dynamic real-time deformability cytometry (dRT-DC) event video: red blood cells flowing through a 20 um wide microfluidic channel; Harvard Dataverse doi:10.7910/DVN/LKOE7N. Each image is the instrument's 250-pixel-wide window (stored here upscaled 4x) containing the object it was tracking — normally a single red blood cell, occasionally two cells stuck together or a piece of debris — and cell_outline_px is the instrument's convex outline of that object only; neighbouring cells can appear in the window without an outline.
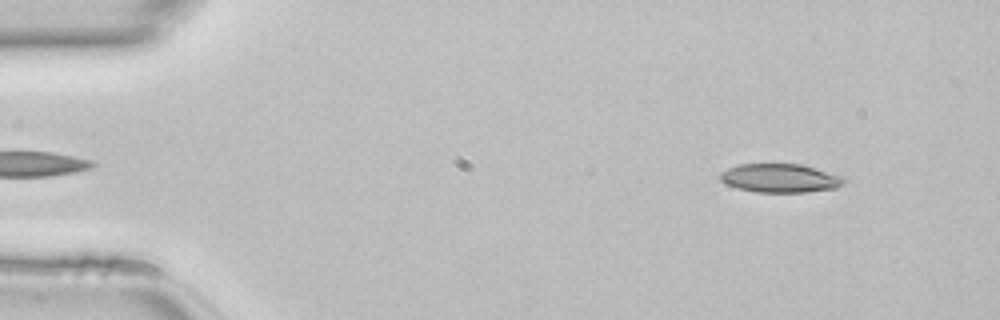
{"species": "common noctule bat (a hibernating species)", "species_latin": "Nyctalus noctula", "temperature_condition": "room temperature", "stored_images_in_passage": 46, "camera_frame_rate_fps": 3000, "um_per_image_px": 0.085, "animal": {"sex": "female", "body_mass_g": 22.7, "forearm_length_mm": 54.2}, "frame": {"image": 1, "passage_image": 4, "time_ms": 1.0, "image_size_px": [1000, 320], "cell_outline_px": [[848, 180], [844, 184], [836, 188], [808, 192], [756, 192], [736, 188], [720, 180], [720, 172], [728, 168], [740, 164], [800, 164], [816, 168], [844, 176]], "centroid_in_image_um": [66.36, 15.14], "position_along_channel_um": 18.6, "area_um2": 20.87}}
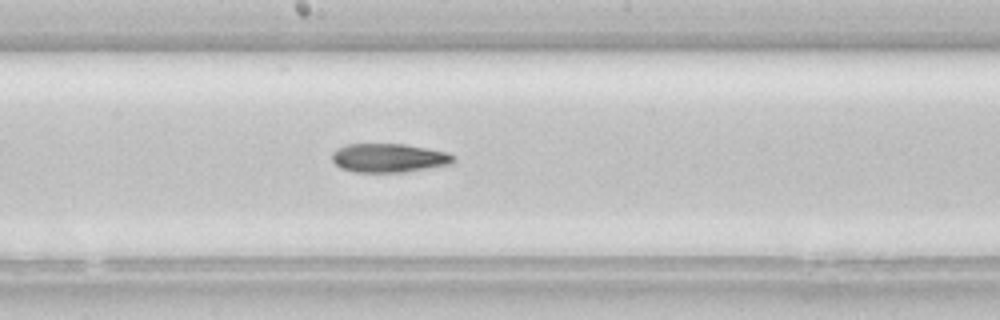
{"frame": {"image": 2, "passage_image": 24, "time_ms": 7.667, "image_size_px": [1000, 320], "cell_outline_px": [[456, 160], [452, 164], [404, 172], [356, 172], [340, 168], [332, 160], [332, 152], [336, 148], [348, 144], [404, 144], [428, 148], [448, 152], [456, 156]], "centroid_in_image_um": [33.08, 13.42], "position_along_channel_um": 215.1, "area_um2": 20.58}}
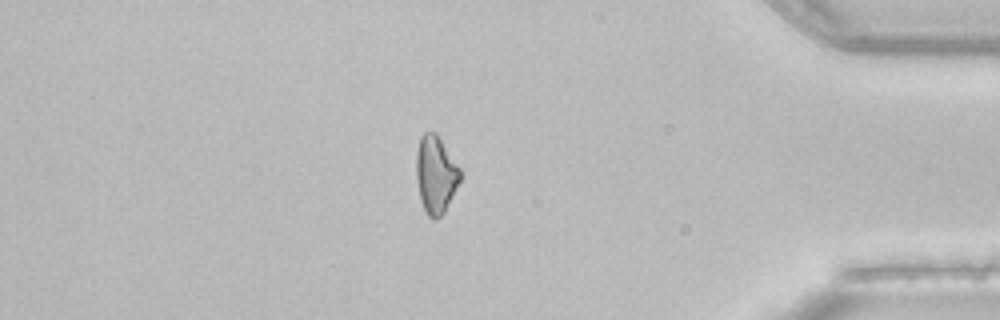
{"frame": {"image": 3, "passage_image": 39, "time_ms": 12.667, "image_size_px": [1000, 320], "cell_outline_px": [[460, 180], [444, 212], [436, 220], [432, 220], [428, 216], [420, 200], [416, 176], [416, 152], [420, 136], [424, 132], [436, 132], [460, 168]], "centroid_in_image_um": [37.01, 14.82], "position_along_channel_um": 398.2, "area_um2": 19.77}}